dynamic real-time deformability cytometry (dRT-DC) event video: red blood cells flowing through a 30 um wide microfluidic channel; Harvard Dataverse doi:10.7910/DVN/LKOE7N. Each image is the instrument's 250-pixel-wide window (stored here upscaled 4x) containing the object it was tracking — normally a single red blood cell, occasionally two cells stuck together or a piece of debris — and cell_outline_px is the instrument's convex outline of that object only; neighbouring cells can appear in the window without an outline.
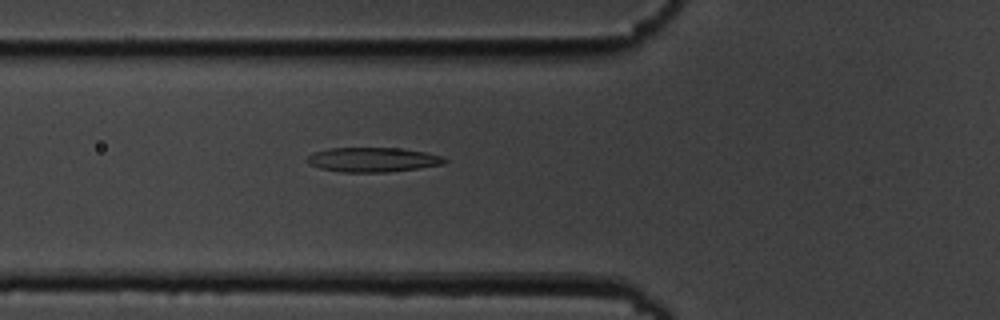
{"species": "common noctule bat (a hibernating species)", "species_latin": "Nyctalus noctula", "temperature_condition": "cold", "stored_images_in_passage": 4, "camera_frame_rate_fps": 3000, "um_per_image_px": 0.085, "animal": {"sex": "male", "body_mass_g": 19.5, "forearm_length_mm": 54.6}, "frame": {"image": 1, "passage_image": 4, "time_ms": 3.333, "image_size_px": [1000, 320], "cell_outline_px": [[448, 160], [444, 164], [388, 172], [340, 172], [320, 168], [308, 164], [304, 160], [312, 152], [328, 148], [404, 148], [424, 152], [440, 156]], "centroid_in_image_um": [31.62, 13.57], "position_along_channel_um": 94.2, "area_um2": 19.71}}